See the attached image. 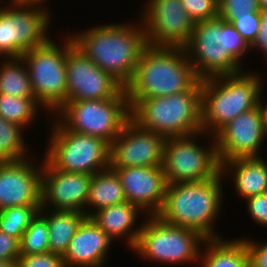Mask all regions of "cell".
<instances>
[{"label": "cell", "mask_w": 267, "mask_h": 267, "mask_svg": "<svg viewBox=\"0 0 267 267\" xmlns=\"http://www.w3.org/2000/svg\"><path fill=\"white\" fill-rule=\"evenodd\" d=\"M136 25L94 26L71 38L73 44L100 69L126 87L133 79L142 51L148 45L142 22Z\"/></svg>", "instance_id": "1"}, {"label": "cell", "mask_w": 267, "mask_h": 267, "mask_svg": "<svg viewBox=\"0 0 267 267\" xmlns=\"http://www.w3.org/2000/svg\"><path fill=\"white\" fill-rule=\"evenodd\" d=\"M199 81L185 48L147 45L125 89L128 100H144L189 91Z\"/></svg>", "instance_id": "2"}, {"label": "cell", "mask_w": 267, "mask_h": 267, "mask_svg": "<svg viewBox=\"0 0 267 267\" xmlns=\"http://www.w3.org/2000/svg\"><path fill=\"white\" fill-rule=\"evenodd\" d=\"M221 177L222 173L209 180L167 184L157 216L167 224L195 230L206 239L222 238L212 229L222 205Z\"/></svg>", "instance_id": "3"}, {"label": "cell", "mask_w": 267, "mask_h": 267, "mask_svg": "<svg viewBox=\"0 0 267 267\" xmlns=\"http://www.w3.org/2000/svg\"><path fill=\"white\" fill-rule=\"evenodd\" d=\"M255 73L243 71L201 80L202 132L214 136L239 114L258 106L262 81ZM207 130V131H206Z\"/></svg>", "instance_id": "4"}, {"label": "cell", "mask_w": 267, "mask_h": 267, "mask_svg": "<svg viewBox=\"0 0 267 267\" xmlns=\"http://www.w3.org/2000/svg\"><path fill=\"white\" fill-rule=\"evenodd\" d=\"M128 101L131 120L145 130L156 132L165 138L202 132L201 80L189 91Z\"/></svg>", "instance_id": "5"}, {"label": "cell", "mask_w": 267, "mask_h": 267, "mask_svg": "<svg viewBox=\"0 0 267 267\" xmlns=\"http://www.w3.org/2000/svg\"><path fill=\"white\" fill-rule=\"evenodd\" d=\"M56 114L66 129L102 138L109 144L131 119L126 89L109 99L67 101Z\"/></svg>", "instance_id": "6"}, {"label": "cell", "mask_w": 267, "mask_h": 267, "mask_svg": "<svg viewBox=\"0 0 267 267\" xmlns=\"http://www.w3.org/2000/svg\"><path fill=\"white\" fill-rule=\"evenodd\" d=\"M45 159L54 169L93 175L110 167V144L53 123Z\"/></svg>", "instance_id": "7"}, {"label": "cell", "mask_w": 267, "mask_h": 267, "mask_svg": "<svg viewBox=\"0 0 267 267\" xmlns=\"http://www.w3.org/2000/svg\"><path fill=\"white\" fill-rule=\"evenodd\" d=\"M132 250L149 261L179 264L196 262L206 238L199 232L167 224L157 215L147 216Z\"/></svg>", "instance_id": "8"}, {"label": "cell", "mask_w": 267, "mask_h": 267, "mask_svg": "<svg viewBox=\"0 0 267 267\" xmlns=\"http://www.w3.org/2000/svg\"><path fill=\"white\" fill-rule=\"evenodd\" d=\"M66 54L67 40L60 47L50 39L46 44L21 56L28 69L34 98L40 107L52 113H56L66 103Z\"/></svg>", "instance_id": "9"}, {"label": "cell", "mask_w": 267, "mask_h": 267, "mask_svg": "<svg viewBox=\"0 0 267 267\" xmlns=\"http://www.w3.org/2000/svg\"><path fill=\"white\" fill-rule=\"evenodd\" d=\"M200 134L205 135L166 138L162 167L167 184L209 180L221 173L215 137L206 148L195 141Z\"/></svg>", "instance_id": "10"}, {"label": "cell", "mask_w": 267, "mask_h": 267, "mask_svg": "<svg viewBox=\"0 0 267 267\" xmlns=\"http://www.w3.org/2000/svg\"><path fill=\"white\" fill-rule=\"evenodd\" d=\"M140 15L148 45L185 48L195 27L181 0H150ZM148 5V6H147Z\"/></svg>", "instance_id": "11"}, {"label": "cell", "mask_w": 267, "mask_h": 267, "mask_svg": "<svg viewBox=\"0 0 267 267\" xmlns=\"http://www.w3.org/2000/svg\"><path fill=\"white\" fill-rule=\"evenodd\" d=\"M67 38V101L104 100L117 97L125 87L100 69ZM69 38V39H68Z\"/></svg>", "instance_id": "12"}, {"label": "cell", "mask_w": 267, "mask_h": 267, "mask_svg": "<svg viewBox=\"0 0 267 267\" xmlns=\"http://www.w3.org/2000/svg\"><path fill=\"white\" fill-rule=\"evenodd\" d=\"M221 17L195 23L193 34L185 50L197 77L206 78L238 73L239 63L227 50L218 44Z\"/></svg>", "instance_id": "13"}, {"label": "cell", "mask_w": 267, "mask_h": 267, "mask_svg": "<svg viewBox=\"0 0 267 267\" xmlns=\"http://www.w3.org/2000/svg\"><path fill=\"white\" fill-rule=\"evenodd\" d=\"M165 140L130 119L110 144V168L163 166Z\"/></svg>", "instance_id": "14"}, {"label": "cell", "mask_w": 267, "mask_h": 267, "mask_svg": "<svg viewBox=\"0 0 267 267\" xmlns=\"http://www.w3.org/2000/svg\"><path fill=\"white\" fill-rule=\"evenodd\" d=\"M214 137L221 164L234 158L259 157L258 150L267 135L258 106L229 121Z\"/></svg>", "instance_id": "15"}, {"label": "cell", "mask_w": 267, "mask_h": 267, "mask_svg": "<svg viewBox=\"0 0 267 267\" xmlns=\"http://www.w3.org/2000/svg\"><path fill=\"white\" fill-rule=\"evenodd\" d=\"M92 175L54 169L45 159L42 169L41 207L85 213Z\"/></svg>", "instance_id": "16"}, {"label": "cell", "mask_w": 267, "mask_h": 267, "mask_svg": "<svg viewBox=\"0 0 267 267\" xmlns=\"http://www.w3.org/2000/svg\"><path fill=\"white\" fill-rule=\"evenodd\" d=\"M11 1V57H21L25 52L42 46L50 40L47 31L51 15L46 10L47 8L43 9L42 6L45 4L43 2Z\"/></svg>", "instance_id": "17"}, {"label": "cell", "mask_w": 267, "mask_h": 267, "mask_svg": "<svg viewBox=\"0 0 267 267\" xmlns=\"http://www.w3.org/2000/svg\"><path fill=\"white\" fill-rule=\"evenodd\" d=\"M41 164L37 169L28 157L19 161L0 162V210L41 205L43 162Z\"/></svg>", "instance_id": "18"}, {"label": "cell", "mask_w": 267, "mask_h": 267, "mask_svg": "<svg viewBox=\"0 0 267 267\" xmlns=\"http://www.w3.org/2000/svg\"><path fill=\"white\" fill-rule=\"evenodd\" d=\"M113 169L122 184L126 201L149 216L157 215L164 203L167 183L162 166H135ZM149 210V211H148Z\"/></svg>", "instance_id": "19"}, {"label": "cell", "mask_w": 267, "mask_h": 267, "mask_svg": "<svg viewBox=\"0 0 267 267\" xmlns=\"http://www.w3.org/2000/svg\"><path fill=\"white\" fill-rule=\"evenodd\" d=\"M111 241L91 217H86L62 256L65 266L103 267Z\"/></svg>", "instance_id": "20"}, {"label": "cell", "mask_w": 267, "mask_h": 267, "mask_svg": "<svg viewBox=\"0 0 267 267\" xmlns=\"http://www.w3.org/2000/svg\"><path fill=\"white\" fill-rule=\"evenodd\" d=\"M89 211L87 212V217H91L112 241L116 238L126 236V239L128 238L127 244L130 246L129 248L132 249L135 246L142 228L140 224L139 228L133 229L138 214L142 211L139 207L124 201L97 211L95 209L92 212L90 209Z\"/></svg>", "instance_id": "21"}, {"label": "cell", "mask_w": 267, "mask_h": 267, "mask_svg": "<svg viewBox=\"0 0 267 267\" xmlns=\"http://www.w3.org/2000/svg\"><path fill=\"white\" fill-rule=\"evenodd\" d=\"M226 171L232 172L236 192L243 199L267 192V163L261 156L225 161L221 164V173L227 174Z\"/></svg>", "instance_id": "22"}, {"label": "cell", "mask_w": 267, "mask_h": 267, "mask_svg": "<svg viewBox=\"0 0 267 267\" xmlns=\"http://www.w3.org/2000/svg\"><path fill=\"white\" fill-rule=\"evenodd\" d=\"M50 210L45 214L43 209L39 213L47 220L49 230V252L63 256L74 237L78 227L87 217L83 212Z\"/></svg>", "instance_id": "23"}, {"label": "cell", "mask_w": 267, "mask_h": 267, "mask_svg": "<svg viewBox=\"0 0 267 267\" xmlns=\"http://www.w3.org/2000/svg\"><path fill=\"white\" fill-rule=\"evenodd\" d=\"M205 253H200L202 267H248V256L242 239L226 241L206 239ZM202 254V255H201Z\"/></svg>", "instance_id": "24"}, {"label": "cell", "mask_w": 267, "mask_h": 267, "mask_svg": "<svg viewBox=\"0 0 267 267\" xmlns=\"http://www.w3.org/2000/svg\"><path fill=\"white\" fill-rule=\"evenodd\" d=\"M126 201L124 190L117 173L111 169H105L92 175L89 187L88 200L85 206H93L96 211L111 205Z\"/></svg>", "instance_id": "25"}, {"label": "cell", "mask_w": 267, "mask_h": 267, "mask_svg": "<svg viewBox=\"0 0 267 267\" xmlns=\"http://www.w3.org/2000/svg\"><path fill=\"white\" fill-rule=\"evenodd\" d=\"M5 59L7 60L0 65V94L12 97L34 98L24 59L22 57Z\"/></svg>", "instance_id": "26"}, {"label": "cell", "mask_w": 267, "mask_h": 267, "mask_svg": "<svg viewBox=\"0 0 267 267\" xmlns=\"http://www.w3.org/2000/svg\"><path fill=\"white\" fill-rule=\"evenodd\" d=\"M24 127L0 116V162L19 161L27 158ZM26 151V152H25Z\"/></svg>", "instance_id": "27"}, {"label": "cell", "mask_w": 267, "mask_h": 267, "mask_svg": "<svg viewBox=\"0 0 267 267\" xmlns=\"http://www.w3.org/2000/svg\"><path fill=\"white\" fill-rule=\"evenodd\" d=\"M39 105L35 98L0 94V116L24 128L36 117Z\"/></svg>", "instance_id": "28"}, {"label": "cell", "mask_w": 267, "mask_h": 267, "mask_svg": "<svg viewBox=\"0 0 267 267\" xmlns=\"http://www.w3.org/2000/svg\"><path fill=\"white\" fill-rule=\"evenodd\" d=\"M40 207L41 205H24L0 210V230L20 241Z\"/></svg>", "instance_id": "29"}, {"label": "cell", "mask_w": 267, "mask_h": 267, "mask_svg": "<svg viewBox=\"0 0 267 267\" xmlns=\"http://www.w3.org/2000/svg\"><path fill=\"white\" fill-rule=\"evenodd\" d=\"M20 254H43L49 252L47 220L38 212L24 231L20 241Z\"/></svg>", "instance_id": "30"}, {"label": "cell", "mask_w": 267, "mask_h": 267, "mask_svg": "<svg viewBox=\"0 0 267 267\" xmlns=\"http://www.w3.org/2000/svg\"><path fill=\"white\" fill-rule=\"evenodd\" d=\"M218 44L240 63L241 57L250 50V46L241 37L231 22H226L221 18V30L218 37Z\"/></svg>", "instance_id": "31"}, {"label": "cell", "mask_w": 267, "mask_h": 267, "mask_svg": "<svg viewBox=\"0 0 267 267\" xmlns=\"http://www.w3.org/2000/svg\"><path fill=\"white\" fill-rule=\"evenodd\" d=\"M262 11L257 0H218V16L231 22L243 12Z\"/></svg>", "instance_id": "32"}, {"label": "cell", "mask_w": 267, "mask_h": 267, "mask_svg": "<svg viewBox=\"0 0 267 267\" xmlns=\"http://www.w3.org/2000/svg\"><path fill=\"white\" fill-rule=\"evenodd\" d=\"M261 22V11L246 12L234 18L231 24L250 46L256 39Z\"/></svg>", "instance_id": "33"}, {"label": "cell", "mask_w": 267, "mask_h": 267, "mask_svg": "<svg viewBox=\"0 0 267 267\" xmlns=\"http://www.w3.org/2000/svg\"><path fill=\"white\" fill-rule=\"evenodd\" d=\"M181 4L195 23L218 16V0H181Z\"/></svg>", "instance_id": "34"}, {"label": "cell", "mask_w": 267, "mask_h": 267, "mask_svg": "<svg viewBox=\"0 0 267 267\" xmlns=\"http://www.w3.org/2000/svg\"><path fill=\"white\" fill-rule=\"evenodd\" d=\"M17 267H66L61 255L47 252L43 254H20Z\"/></svg>", "instance_id": "35"}, {"label": "cell", "mask_w": 267, "mask_h": 267, "mask_svg": "<svg viewBox=\"0 0 267 267\" xmlns=\"http://www.w3.org/2000/svg\"><path fill=\"white\" fill-rule=\"evenodd\" d=\"M250 217L260 226L267 227V192L246 199Z\"/></svg>", "instance_id": "36"}, {"label": "cell", "mask_w": 267, "mask_h": 267, "mask_svg": "<svg viewBox=\"0 0 267 267\" xmlns=\"http://www.w3.org/2000/svg\"><path fill=\"white\" fill-rule=\"evenodd\" d=\"M9 6V7H8ZM0 9V53L11 57L10 5Z\"/></svg>", "instance_id": "37"}, {"label": "cell", "mask_w": 267, "mask_h": 267, "mask_svg": "<svg viewBox=\"0 0 267 267\" xmlns=\"http://www.w3.org/2000/svg\"><path fill=\"white\" fill-rule=\"evenodd\" d=\"M244 241L248 256V267H267V243L261 245L251 239Z\"/></svg>", "instance_id": "38"}, {"label": "cell", "mask_w": 267, "mask_h": 267, "mask_svg": "<svg viewBox=\"0 0 267 267\" xmlns=\"http://www.w3.org/2000/svg\"><path fill=\"white\" fill-rule=\"evenodd\" d=\"M19 240L0 230V260H18Z\"/></svg>", "instance_id": "39"}, {"label": "cell", "mask_w": 267, "mask_h": 267, "mask_svg": "<svg viewBox=\"0 0 267 267\" xmlns=\"http://www.w3.org/2000/svg\"><path fill=\"white\" fill-rule=\"evenodd\" d=\"M259 48L266 54L267 57V10L261 11L260 28L256 39L250 45V49Z\"/></svg>", "instance_id": "40"}, {"label": "cell", "mask_w": 267, "mask_h": 267, "mask_svg": "<svg viewBox=\"0 0 267 267\" xmlns=\"http://www.w3.org/2000/svg\"><path fill=\"white\" fill-rule=\"evenodd\" d=\"M258 108L261 115L262 125L267 135V103L264 105L261 100H258Z\"/></svg>", "instance_id": "41"}, {"label": "cell", "mask_w": 267, "mask_h": 267, "mask_svg": "<svg viewBox=\"0 0 267 267\" xmlns=\"http://www.w3.org/2000/svg\"><path fill=\"white\" fill-rule=\"evenodd\" d=\"M0 267H17V260H0Z\"/></svg>", "instance_id": "42"}, {"label": "cell", "mask_w": 267, "mask_h": 267, "mask_svg": "<svg viewBox=\"0 0 267 267\" xmlns=\"http://www.w3.org/2000/svg\"><path fill=\"white\" fill-rule=\"evenodd\" d=\"M259 7L262 11H266L267 10V0H257Z\"/></svg>", "instance_id": "43"}, {"label": "cell", "mask_w": 267, "mask_h": 267, "mask_svg": "<svg viewBox=\"0 0 267 267\" xmlns=\"http://www.w3.org/2000/svg\"><path fill=\"white\" fill-rule=\"evenodd\" d=\"M25 1H38V2H44L46 0H25Z\"/></svg>", "instance_id": "44"}]
</instances>
